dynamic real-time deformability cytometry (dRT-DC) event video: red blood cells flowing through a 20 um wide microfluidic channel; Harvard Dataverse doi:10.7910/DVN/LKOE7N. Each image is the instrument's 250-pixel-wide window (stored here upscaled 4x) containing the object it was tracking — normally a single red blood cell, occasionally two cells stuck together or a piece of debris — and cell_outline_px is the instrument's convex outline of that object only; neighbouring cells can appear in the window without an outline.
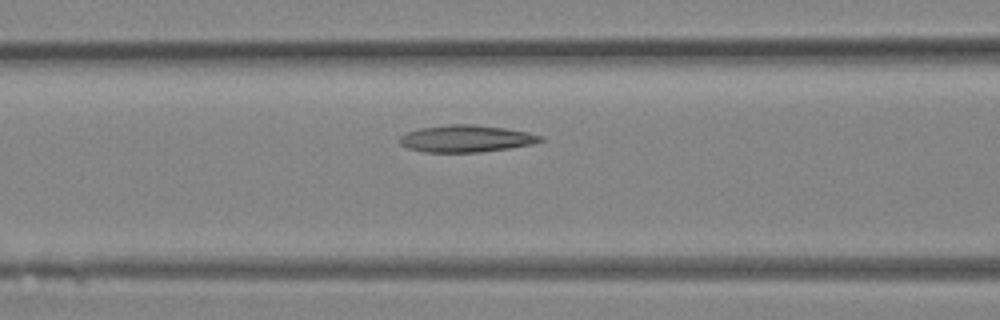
{"species": "Egyptian fruit bat (a non-hibernating species)", "species_latin": "Rousettus aegyptiacus", "temperature_condition": "room temperature", "stored_images_in_passage": 25, "camera_frame_rate_fps": 3000, "um_per_image_px": 0.085, "animal": {"sex": "female"}, "frame": {"image": 1, "passage_image": 7, "time_ms": 2.0, "image_size_px": [1000, 320], "cell_outline_px": [[544, 140], [532, 144], [508, 148], [480, 152], [424, 152], [408, 148], [400, 144], [400, 136], [408, 132], [420, 128], [448, 124], [472, 124], [504, 128], [528, 132], [544, 136]], "centroid_in_image_um": [39.63, 11.78], "position_along_channel_um": 127.0, "area_um2": 22.08}}
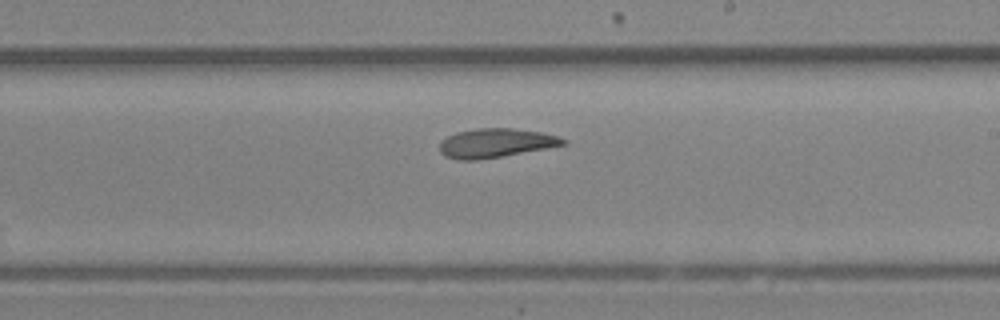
{"frame": {"image": 2, "passage_image": 13, "time_ms": 4.0, "image_size_px": [1000, 320], "cell_outline_px": [[568, 144], [548, 148], [476, 160], [460, 160], [444, 156], [440, 152], [440, 140], [456, 132], [476, 128], [512, 128], [540, 132], [556, 136], [568, 140]], "centroid_in_image_um": [42.12, 12.15], "position_along_channel_um": 246.9, "area_um2": 20.87}}
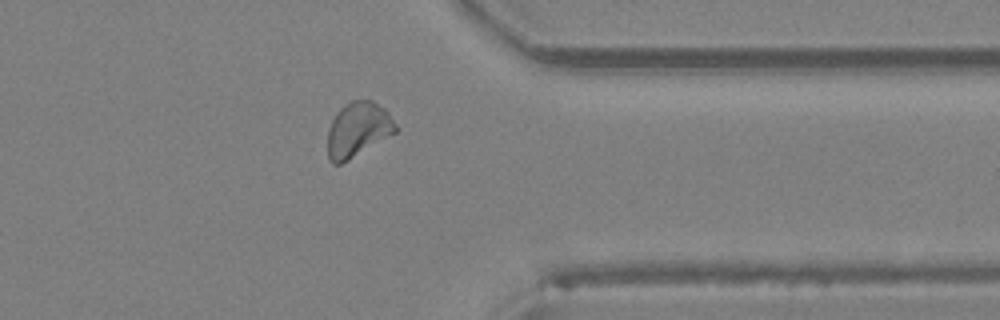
{"frame": {"image": 3, "passage_image": 20, "time_ms": 6.333, "image_size_px": [1000, 320], "cell_outline_px": [[400, 128], [396, 132], [340, 164], [332, 164], [328, 160], [328, 128], [336, 112], [344, 104], [352, 100], [372, 100], [384, 108], [388, 112]], "centroid_in_image_um": [30.42, 10.99], "position_along_channel_um": 381.0, "area_um2": 21.68}}